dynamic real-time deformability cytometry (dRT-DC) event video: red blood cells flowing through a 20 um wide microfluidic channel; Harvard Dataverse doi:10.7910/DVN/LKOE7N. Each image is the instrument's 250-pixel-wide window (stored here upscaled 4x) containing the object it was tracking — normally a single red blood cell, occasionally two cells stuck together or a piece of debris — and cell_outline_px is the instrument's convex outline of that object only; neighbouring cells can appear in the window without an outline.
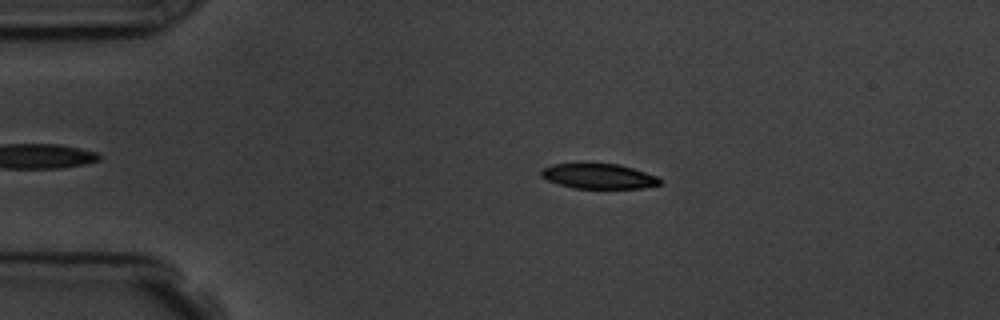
{"species": "common noctule bat (a hibernating species)", "species_latin": "Nyctalus noctula", "temperature_condition": "room temperature", "stored_images_in_passage": 5, "camera_frame_rate_fps": 3000, "um_per_image_px": 0.085, "animal": {"sex": "male", "body_mass_g": 19.5, "forearm_length_mm": 54.6}, "frame": {"image": 1, "passage_image": 2, "time_ms": 1.0, "image_size_px": [1000, 320], "cell_outline_px": [[664, 180], [660, 184], [644, 188], [572, 188], [548, 180], [540, 176], [540, 172], [544, 168], [552, 164], [620, 164], [656, 176]], "centroid_in_image_um": [50.91, 14.98], "position_along_channel_um": 34.1, "area_um2": 17.17}}
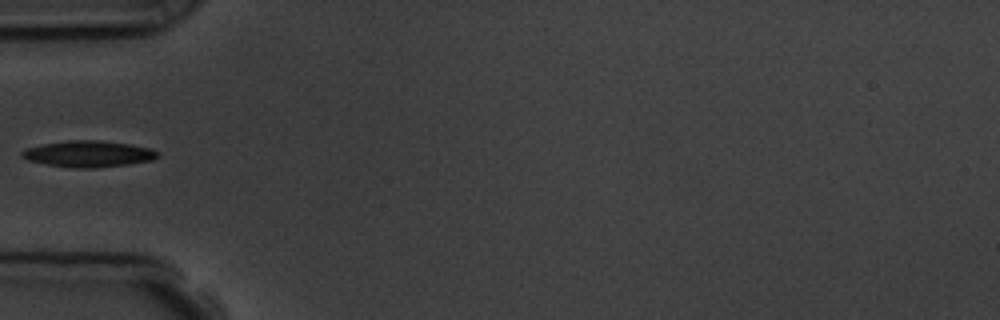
{"frame": {"image": 2, "passage_image": 4, "time_ms": 3.333, "image_size_px": [1000, 320], "cell_outline_px": [[160, 156], [152, 160], [128, 164], [92, 168], [76, 168], [48, 164], [28, 160], [20, 156], [20, 152], [24, 148], [44, 144], [68, 140], [100, 140], [128, 144], [148, 148], [156, 152]], "centroid_in_image_um": [7.47, 13.07], "position_along_channel_um": 77.5, "area_um2": 20.58}}